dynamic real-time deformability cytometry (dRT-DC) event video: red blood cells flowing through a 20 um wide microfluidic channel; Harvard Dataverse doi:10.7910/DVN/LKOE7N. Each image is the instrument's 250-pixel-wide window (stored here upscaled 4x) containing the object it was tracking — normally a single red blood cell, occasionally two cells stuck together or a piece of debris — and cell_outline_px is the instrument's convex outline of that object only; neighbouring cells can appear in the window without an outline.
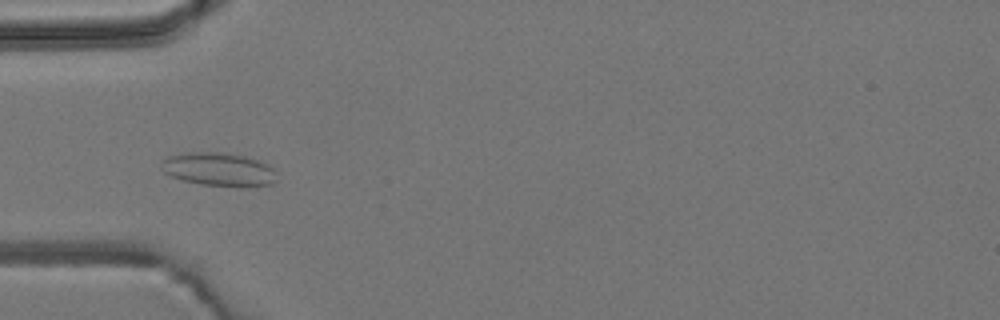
{"species": "common noctule bat (a hibernating species)", "species_latin": "Nyctalus noctula", "temperature_condition": "room temperature", "stored_images_in_passage": 7, "camera_frame_rate_fps": 3000, "um_per_image_px": 0.085, "animal": {"sex": "male", "body_mass_g": 19.2, "forearm_length_mm": 51.8}, "frame": {"image": 1, "passage_image": 4, "time_ms": 5.333, "image_size_px": [1000, 320], "cell_outline_px": [[276, 180], [272, 184], [248, 188], [244, 188], [204, 184], [184, 180], [172, 176], [164, 172], [160, 168], [160, 164], [168, 156], [184, 152], [224, 152], [244, 156], [268, 164], [272, 168]], "centroid_in_image_um": [18.6, 14.4], "position_along_channel_um": 66.4, "area_um2": 22.6}}
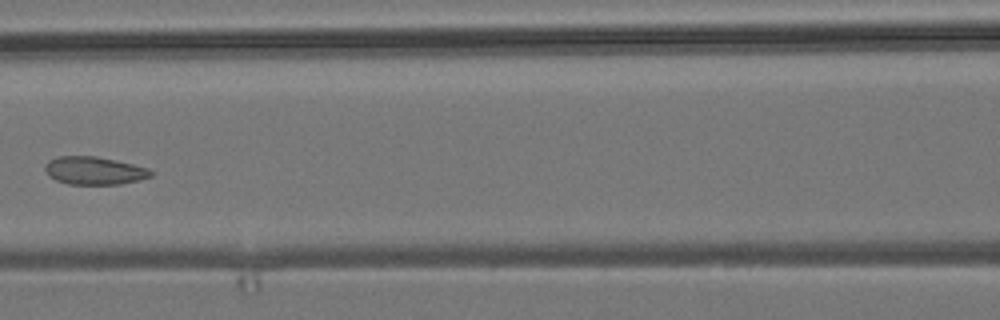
{"frame": {"image": 2, "passage_image": 6, "time_ms": 7.667, "image_size_px": [1000, 320], "cell_outline_px": [[152, 176], [140, 180], [120, 184], [68, 184], [56, 180], [48, 176], [44, 168], [44, 164], [48, 160], [56, 156], [96, 156], [132, 164], [148, 168], [152, 172]], "centroid_in_image_um": [7.97, 14.5], "position_along_channel_um": 158.6, "area_um2": 17.28}}
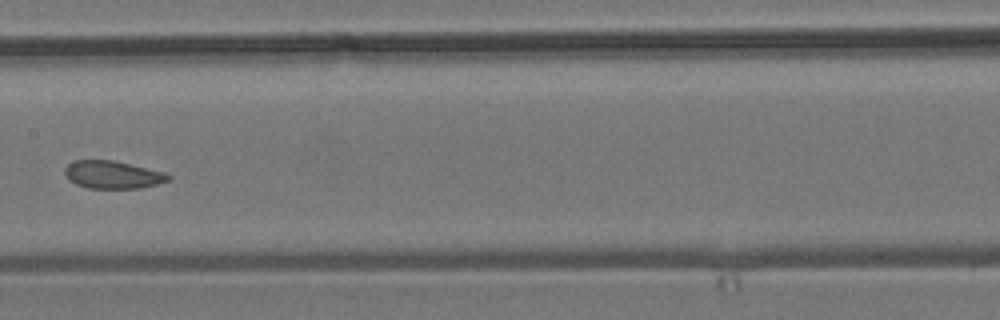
{"frame": {"image": 3, "passage_image": 7, "time_ms": 8.667, "image_size_px": [1000, 320], "cell_outline_px": [[172, 176], [168, 180], [156, 184], [140, 188], [88, 188], [76, 184], [68, 180], [64, 176], [64, 168], [72, 160], [112, 160], [164, 172]], "centroid_in_image_um": [9.51, 14.85], "position_along_channel_um": 197.9, "area_um2": 16.7}}